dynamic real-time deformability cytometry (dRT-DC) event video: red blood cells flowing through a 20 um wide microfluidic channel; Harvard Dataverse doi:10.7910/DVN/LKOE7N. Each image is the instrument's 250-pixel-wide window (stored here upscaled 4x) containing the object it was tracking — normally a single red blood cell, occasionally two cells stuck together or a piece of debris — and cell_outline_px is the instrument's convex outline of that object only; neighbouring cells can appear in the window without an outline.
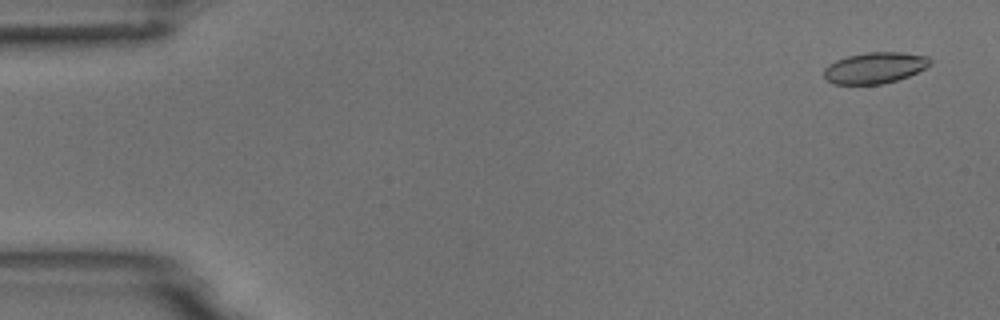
{"species": "common noctule bat (a hibernating species)", "species_latin": "Nyctalus noctula", "temperature_condition": "room temperature", "stored_images_in_passage": 5, "camera_frame_rate_fps": 3000, "um_per_image_px": 0.085, "animal": {"sex": "male", "body_mass_g": 18.8}, "frame": {"image": 1, "passage_image": 1, "time_ms": 0.0, "image_size_px": [1000, 320], "cell_outline_px": [[932, 64], [908, 76], [896, 80], [880, 84], [832, 84], [824, 76], [824, 68], [828, 64], [836, 60], [848, 56], [868, 52], [900, 52], [928, 56], [932, 60]], "centroid_in_image_um": [74.36, 5.76], "position_along_channel_um": 10.6, "area_um2": 19.19}}
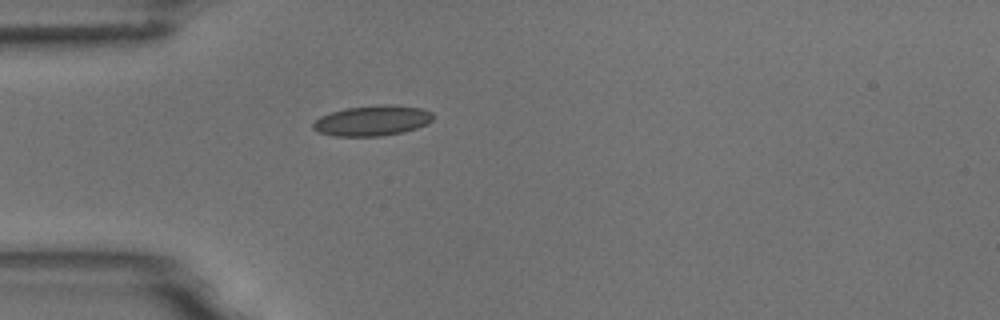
{"frame": {"image": 2, "passage_image": 5, "time_ms": 4.333, "image_size_px": [1000, 320], "cell_outline_px": [[432, 120], [428, 124], [404, 132], [380, 136], [336, 136], [320, 132], [312, 128], [312, 124], [320, 116], [344, 108], [380, 104], [396, 104], [420, 108], [432, 112]], "centroid_in_image_um": [31.66, 10.24], "position_along_channel_um": 53.3, "area_um2": 21.33}}